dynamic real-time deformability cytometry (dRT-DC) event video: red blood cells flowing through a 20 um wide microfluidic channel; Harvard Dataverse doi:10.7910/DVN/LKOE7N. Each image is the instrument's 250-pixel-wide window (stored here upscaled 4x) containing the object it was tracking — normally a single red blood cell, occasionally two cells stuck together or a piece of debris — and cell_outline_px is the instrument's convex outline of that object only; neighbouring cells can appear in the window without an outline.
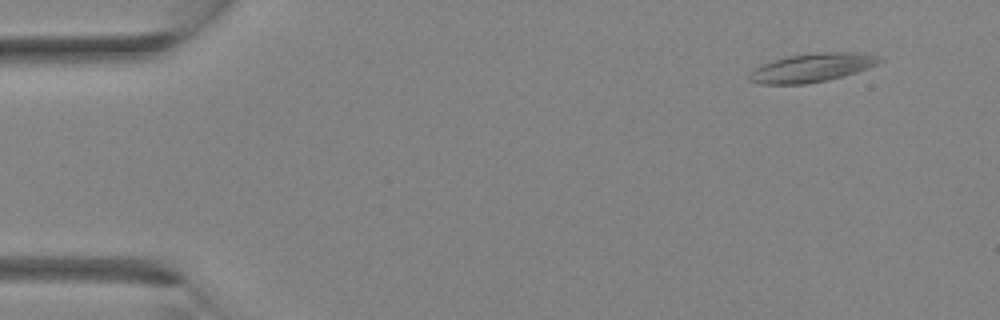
{"species": "Egyptian fruit bat (a non-hibernating species)", "species_latin": "Rousettus aegyptiacus", "temperature_condition": "room temperature", "stored_images_in_passage": 4, "camera_frame_rate_fps": 3000, "um_per_image_px": 0.085, "animal": {"sex": "female"}, "frame": {"image": 1, "passage_image": 4, "time_ms": 1.0, "image_size_px": [1000, 320], "cell_outline_px": [[884, 60], [868, 68], [856, 72], [828, 80], [804, 84], [760, 84], [748, 80], [748, 76], [756, 68], [772, 60], [784, 56], [816, 52], [864, 52], [880, 56]], "centroid_in_image_um": [69.05, 5.74], "position_along_channel_um": 16.0, "area_um2": 21.85}}